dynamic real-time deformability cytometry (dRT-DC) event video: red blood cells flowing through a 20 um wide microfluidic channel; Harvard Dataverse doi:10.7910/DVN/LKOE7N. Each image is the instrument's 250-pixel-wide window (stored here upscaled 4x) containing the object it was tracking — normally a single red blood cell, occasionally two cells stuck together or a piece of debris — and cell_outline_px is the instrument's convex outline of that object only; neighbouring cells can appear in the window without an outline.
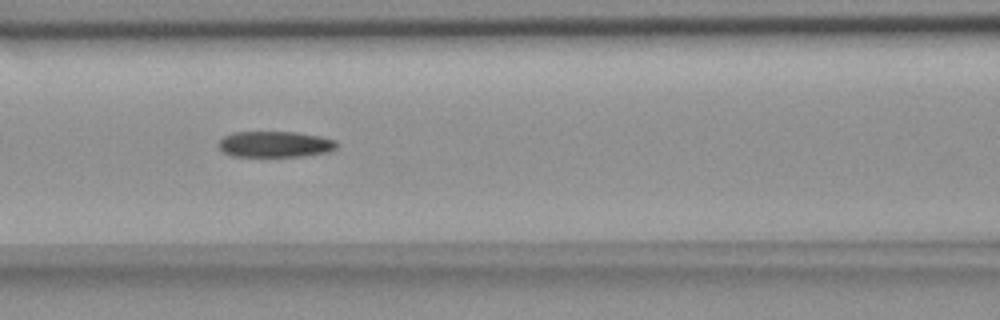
{"species": "common noctule bat (a hibernating species)", "species_latin": "Nyctalus noctula", "temperature_condition": "room temperature", "stored_images_in_passage": 4, "camera_frame_rate_fps": 3000, "um_per_image_px": 0.085, "animal": {"sex": "female", "body_mass_g": 18.4}, "frame": {"image": 1, "passage_image": 4, "time_ms": 3.333, "image_size_px": [1000, 320], "cell_outline_px": [[336, 148], [328, 152], [304, 156], [232, 156], [224, 152], [220, 148], [220, 140], [224, 136], [232, 132], [296, 132], [320, 136], [336, 140]], "centroid_in_image_um": [23.4, 12.25], "position_along_channel_um": 143.2, "area_um2": 17.8}}